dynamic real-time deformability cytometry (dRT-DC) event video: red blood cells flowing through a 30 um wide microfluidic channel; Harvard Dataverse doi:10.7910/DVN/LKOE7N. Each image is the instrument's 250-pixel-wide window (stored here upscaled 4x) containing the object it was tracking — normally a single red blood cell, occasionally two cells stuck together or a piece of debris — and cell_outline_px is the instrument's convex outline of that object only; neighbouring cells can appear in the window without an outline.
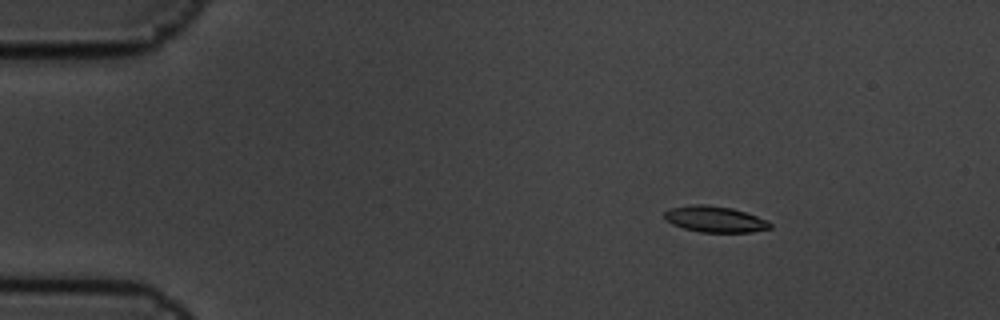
{"species": "common noctule bat (a hibernating species)", "species_latin": "Nyctalus noctula", "temperature_condition": "cold", "stored_images_in_passage": 5, "camera_frame_rate_fps": 3000, "um_per_image_px": 0.085, "animal": {"sex": "male", "body_mass_g": 19.5, "forearm_length_mm": 54.6}, "frame": {"image": 1, "passage_image": 2, "time_ms": 0.333, "image_size_px": [1000, 320], "cell_outline_px": [[772, 228], [752, 232], [700, 232], [684, 228], [672, 224], [664, 216], [664, 212], [672, 208], [696, 204], [704, 204], [732, 208], [768, 220], [772, 224]], "centroid_in_image_um": [60.81, 18.64], "position_along_channel_um": 24.2, "area_um2": 15.9}}
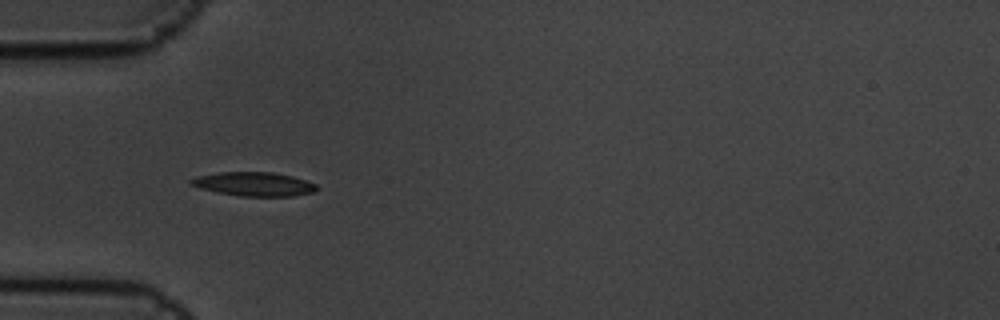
{"frame": {"image": 2, "passage_image": 4, "time_ms": 1.0, "image_size_px": [1000, 320], "cell_outline_px": [[316, 188], [312, 192], [292, 196], [240, 196], [216, 192], [200, 188], [188, 184], [188, 180], [196, 176], [220, 172], [272, 172], [292, 176], [316, 184]], "centroid_in_image_um": [21.51, 15.64], "position_along_channel_um": 63.5, "area_um2": 17.46}}
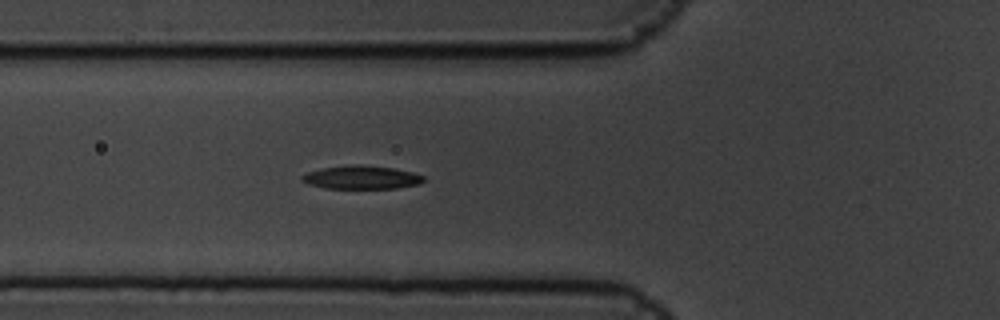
{"frame": {"image": 3, "passage_image": 5, "time_ms": 1.333, "image_size_px": [1000, 320], "cell_outline_px": [[424, 180], [420, 184], [396, 188], [324, 188], [308, 184], [300, 180], [300, 176], [308, 172], [324, 168], [360, 164], [392, 168], [412, 172], [424, 176]], "centroid_in_image_um": [30.72, 15.08], "position_along_channel_um": 95.1, "area_um2": 16.42}}